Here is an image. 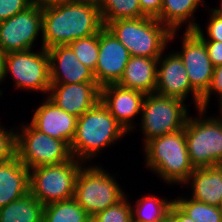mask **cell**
Wrapping results in <instances>:
<instances>
[{"mask_svg": "<svg viewBox=\"0 0 222 222\" xmlns=\"http://www.w3.org/2000/svg\"><path fill=\"white\" fill-rule=\"evenodd\" d=\"M104 28L97 0H69L42 7V47L68 45Z\"/></svg>", "mask_w": 222, "mask_h": 222, "instance_id": "1", "label": "cell"}, {"mask_svg": "<svg viewBox=\"0 0 222 222\" xmlns=\"http://www.w3.org/2000/svg\"><path fill=\"white\" fill-rule=\"evenodd\" d=\"M126 134L100 100L77 119L75 136L70 144L72 157L85 164Z\"/></svg>", "mask_w": 222, "mask_h": 222, "instance_id": "2", "label": "cell"}, {"mask_svg": "<svg viewBox=\"0 0 222 222\" xmlns=\"http://www.w3.org/2000/svg\"><path fill=\"white\" fill-rule=\"evenodd\" d=\"M129 51L130 56L160 58L166 45L174 40L171 31L152 17L121 19L105 26Z\"/></svg>", "mask_w": 222, "mask_h": 222, "instance_id": "3", "label": "cell"}, {"mask_svg": "<svg viewBox=\"0 0 222 222\" xmlns=\"http://www.w3.org/2000/svg\"><path fill=\"white\" fill-rule=\"evenodd\" d=\"M146 166L167 184H184L194 171L187 150L185 130L155 137L144 145Z\"/></svg>", "mask_w": 222, "mask_h": 222, "instance_id": "4", "label": "cell"}, {"mask_svg": "<svg viewBox=\"0 0 222 222\" xmlns=\"http://www.w3.org/2000/svg\"><path fill=\"white\" fill-rule=\"evenodd\" d=\"M197 111L199 116L193 118L189 115L184 127L191 164L194 168L220 165L222 164V119L215 115L205 119L203 114L206 110Z\"/></svg>", "mask_w": 222, "mask_h": 222, "instance_id": "5", "label": "cell"}, {"mask_svg": "<svg viewBox=\"0 0 222 222\" xmlns=\"http://www.w3.org/2000/svg\"><path fill=\"white\" fill-rule=\"evenodd\" d=\"M105 171L95 164L88 167L82 165L76 177L74 199L90 217L126 196L115 177Z\"/></svg>", "mask_w": 222, "mask_h": 222, "instance_id": "6", "label": "cell"}, {"mask_svg": "<svg viewBox=\"0 0 222 222\" xmlns=\"http://www.w3.org/2000/svg\"><path fill=\"white\" fill-rule=\"evenodd\" d=\"M83 164L72 157L61 164L31 168L30 193L44 206L74 198L76 177Z\"/></svg>", "mask_w": 222, "mask_h": 222, "instance_id": "7", "label": "cell"}, {"mask_svg": "<svg viewBox=\"0 0 222 222\" xmlns=\"http://www.w3.org/2000/svg\"><path fill=\"white\" fill-rule=\"evenodd\" d=\"M185 101L164 97L156 93L146 94L141 110V130L144 143L149 140L184 129L189 111Z\"/></svg>", "mask_w": 222, "mask_h": 222, "instance_id": "8", "label": "cell"}, {"mask_svg": "<svg viewBox=\"0 0 222 222\" xmlns=\"http://www.w3.org/2000/svg\"><path fill=\"white\" fill-rule=\"evenodd\" d=\"M2 63L3 79L10 73L13 87L48 95L51 86L48 50L41 46L38 52L29 49L7 53L2 55Z\"/></svg>", "mask_w": 222, "mask_h": 222, "instance_id": "9", "label": "cell"}, {"mask_svg": "<svg viewBox=\"0 0 222 222\" xmlns=\"http://www.w3.org/2000/svg\"><path fill=\"white\" fill-rule=\"evenodd\" d=\"M16 131V157L30 170L57 165L72 158L70 147L59 139L39 132L30 123Z\"/></svg>", "mask_w": 222, "mask_h": 222, "instance_id": "10", "label": "cell"}, {"mask_svg": "<svg viewBox=\"0 0 222 222\" xmlns=\"http://www.w3.org/2000/svg\"><path fill=\"white\" fill-rule=\"evenodd\" d=\"M42 33V7L32 4L26 10L0 22V53L32 49Z\"/></svg>", "mask_w": 222, "mask_h": 222, "instance_id": "11", "label": "cell"}, {"mask_svg": "<svg viewBox=\"0 0 222 222\" xmlns=\"http://www.w3.org/2000/svg\"><path fill=\"white\" fill-rule=\"evenodd\" d=\"M158 59L155 93L164 97L186 100L191 93L196 109H200L201 95L191 86L185 65L174 51ZM163 58V59H162Z\"/></svg>", "mask_w": 222, "mask_h": 222, "instance_id": "12", "label": "cell"}, {"mask_svg": "<svg viewBox=\"0 0 222 222\" xmlns=\"http://www.w3.org/2000/svg\"><path fill=\"white\" fill-rule=\"evenodd\" d=\"M182 51H174L181 58L191 86L202 96L209 88L214 66L204 42L193 32L185 31Z\"/></svg>", "mask_w": 222, "mask_h": 222, "instance_id": "13", "label": "cell"}, {"mask_svg": "<svg viewBox=\"0 0 222 222\" xmlns=\"http://www.w3.org/2000/svg\"><path fill=\"white\" fill-rule=\"evenodd\" d=\"M129 58V51L104 27L99 32L98 60L93 72L97 84L100 87L117 84Z\"/></svg>", "mask_w": 222, "mask_h": 222, "instance_id": "14", "label": "cell"}, {"mask_svg": "<svg viewBox=\"0 0 222 222\" xmlns=\"http://www.w3.org/2000/svg\"><path fill=\"white\" fill-rule=\"evenodd\" d=\"M47 97L78 118L101 100V87L97 82L51 84Z\"/></svg>", "mask_w": 222, "mask_h": 222, "instance_id": "15", "label": "cell"}, {"mask_svg": "<svg viewBox=\"0 0 222 222\" xmlns=\"http://www.w3.org/2000/svg\"><path fill=\"white\" fill-rule=\"evenodd\" d=\"M145 96L141 91L124 88L118 84L101 87V102L127 133L135 130L132 120L141 114Z\"/></svg>", "mask_w": 222, "mask_h": 222, "instance_id": "16", "label": "cell"}, {"mask_svg": "<svg viewBox=\"0 0 222 222\" xmlns=\"http://www.w3.org/2000/svg\"><path fill=\"white\" fill-rule=\"evenodd\" d=\"M43 102L34 111L30 124L39 132L64 141L70 147L78 118L57 107L48 97Z\"/></svg>", "mask_w": 222, "mask_h": 222, "instance_id": "17", "label": "cell"}, {"mask_svg": "<svg viewBox=\"0 0 222 222\" xmlns=\"http://www.w3.org/2000/svg\"><path fill=\"white\" fill-rule=\"evenodd\" d=\"M51 84L96 82L93 71L81 63L69 45L48 49Z\"/></svg>", "mask_w": 222, "mask_h": 222, "instance_id": "18", "label": "cell"}, {"mask_svg": "<svg viewBox=\"0 0 222 222\" xmlns=\"http://www.w3.org/2000/svg\"><path fill=\"white\" fill-rule=\"evenodd\" d=\"M185 184L191 186L192 199L219 207L222 200V164L195 168Z\"/></svg>", "mask_w": 222, "mask_h": 222, "instance_id": "19", "label": "cell"}, {"mask_svg": "<svg viewBox=\"0 0 222 222\" xmlns=\"http://www.w3.org/2000/svg\"><path fill=\"white\" fill-rule=\"evenodd\" d=\"M29 192V169L17 157L0 163V209Z\"/></svg>", "mask_w": 222, "mask_h": 222, "instance_id": "20", "label": "cell"}, {"mask_svg": "<svg viewBox=\"0 0 222 222\" xmlns=\"http://www.w3.org/2000/svg\"><path fill=\"white\" fill-rule=\"evenodd\" d=\"M158 59L130 56L124 73L117 84L145 94L155 93Z\"/></svg>", "mask_w": 222, "mask_h": 222, "instance_id": "21", "label": "cell"}, {"mask_svg": "<svg viewBox=\"0 0 222 222\" xmlns=\"http://www.w3.org/2000/svg\"><path fill=\"white\" fill-rule=\"evenodd\" d=\"M204 2V0H163L160 14L156 19L171 31H179L184 23H187L185 31H193L199 26L192 20L194 13Z\"/></svg>", "mask_w": 222, "mask_h": 222, "instance_id": "22", "label": "cell"}, {"mask_svg": "<svg viewBox=\"0 0 222 222\" xmlns=\"http://www.w3.org/2000/svg\"><path fill=\"white\" fill-rule=\"evenodd\" d=\"M44 205L30 192L0 209V222H42Z\"/></svg>", "mask_w": 222, "mask_h": 222, "instance_id": "23", "label": "cell"}, {"mask_svg": "<svg viewBox=\"0 0 222 222\" xmlns=\"http://www.w3.org/2000/svg\"><path fill=\"white\" fill-rule=\"evenodd\" d=\"M174 200L161 199L157 196L146 195L137 200L132 206V220L136 222H165Z\"/></svg>", "mask_w": 222, "mask_h": 222, "instance_id": "24", "label": "cell"}, {"mask_svg": "<svg viewBox=\"0 0 222 222\" xmlns=\"http://www.w3.org/2000/svg\"><path fill=\"white\" fill-rule=\"evenodd\" d=\"M42 222H91V217L71 198L45 205Z\"/></svg>", "mask_w": 222, "mask_h": 222, "instance_id": "25", "label": "cell"}, {"mask_svg": "<svg viewBox=\"0 0 222 222\" xmlns=\"http://www.w3.org/2000/svg\"><path fill=\"white\" fill-rule=\"evenodd\" d=\"M104 27L112 21L141 18L138 0H97Z\"/></svg>", "mask_w": 222, "mask_h": 222, "instance_id": "26", "label": "cell"}, {"mask_svg": "<svg viewBox=\"0 0 222 222\" xmlns=\"http://www.w3.org/2000/svg\"><path fill=\"white\" fill-rule=\"evenodd\" d=\"M174 202L195 222H222L219 207L205 204L192 198H177Z\"/></svg>", "mask_w": 222, "mask_h": 222, "instance_id": "27", "label": "cell"}, {"mask_svg": "<svg viewBox=\"0 0 222 222\" xmlns=\"http://www.w3.org/2000/svg\"><path fill=\"white\" fill-rule=\"evenodd\" d=\"M79 61L95 71L99 53V33L90 35L68 44Z\"/></svg>", "mask_w": 222, "mask_h": 222, "instance_id": "28", "label": "cell"}, {"mask_svg": "<svg viewBox=\"0 0 222 222\" xmlns=\"http://www.w3.org/2000/svg\"><path fill=\"white\" fill-rule=\"evenodd\" d=\"M132 204L128 202L126 196L105 210L93 215L91 222H131L132 221Z\"/></svg>", "mask_w": 222, "mask_h": 222, "instance_id": "29", "label": "cell"}, {"mask_svg": "<svg viewBox=\"0 0 222 222\" xmlns=\"http://www.w3.org/2000/svg\"><path fill=\"white\" fill-rule=\"evenodd\" d=\"M211 14L210 21L207 23V38L202 31L200 25L193 30V32L202 40V41H218L222 42V11L220 9L211 8L209 11Z\"/></svg>", "mask_w": 222, "mask_h": 222, "instance_id": "30", "label": "cell"}, {"mask_svg": "<svg viewBox=\"0 0 222 222\" xmlns=\"http://www.w3.org/2000/svg\"><path fill=\"white\" fill-rule=\"evenodd\" d=\"M5 130L0 125V163L7 162L16 157V131Z\"/></svg>", "mask_w": 222, "mask_h": 222, "instance_id": "31", "label": "cell"}, {"mask_svg": "<svg viewBox=\"0 0 222 222\" xmlns=\"http://www.w3.org/2000/svg\"><path fill=\"white\" fill-rule=\"evenodd\" d=\"M211 92L217 94V98H220L218 101L222 102V65L214 67L210 86L208 90L201 96L200 109L207 110L208 104L210 103L209 99L211 98V95H213Z\"/></svg>", "mask_w": 222, "mask_h": 222, "instance_id": "32", "label": "cell"}, {"mask_svg": "<svg viewBox=\"0 0 222 222\" xmlns=\"http://www.w3.org/2000/svg\"><path fill=\"white\" fill-rule=\"evenodd\" d=\"M31 5V0H0V22L26 10Z\"/></svg>", "mask_w": 222, "mask_h": 222, "instance_id": "33", "label": "cell"}, {"mask_svg": "<svg viewBox=\"0 0 222 222\" xmlns=\"http://www.w3.org/2000/svg\"><path fill=\"white\" fill-rule=\"evenodd\" d=\"M138 2L146 17L157 18L159 16L163 0H138Z\"/></svg>", "mask_w": 222, "mask_h": 222, "instance_id": "34", "label": "cell"}, {"mask_svg": "<svg viewBox=\"0 0 222 222\" xmlns=\"http://www.w3.org/2000/svg\"><path fill=\"white\" fill-rule=\"evenodd\" d=\"M213 66L222 65V42L203 41Z\"/></svg>", "mask_w": 222, "mask_h": 222, "instance_id": "35", "label": "cell"}, {"mask_svg": "<svg viewBox=\"0 0 222 222\" xmlns=\"http://www.w3.org/2000/svg\"><path fill=\"white\" fill-rule=\"evenodd\" d=\"M168 219L171 222H195L175 202L170 207Z\"/></svg>", "mask_w": 222, "mask_h": 222, "instance_id": "36", "label": "cell"}, {"mask_svg": "<svg viewBox=\"0 0 222 222\" xmlns=\"http://www.w3.org/2000/svg\"><path fill=\"white\" fill-rule=\"evenodd\" d=\"M64 1H69V0H31L32 4L40 6V7L53 5V4L61 3Z\"/></svg>", "mask_w": 222, "mask_h": 222, "instance_id": "37", "label": "cell"}, {"mask_svg": "<svg viewBox=\"0 0 222 222\" xmlns=\"http://www.w3.org/2000/svg\"><path fill=\"white\" fill-rule=\"evenodd\" d=\"M3 80V63H2V54L0 53V83H2Z\"/></svg>", "mask_w": 222, "mask_h": 222, "instance_id": "38", "label": "cell"}, {"mask_svg": "<svg viewBox=\"0 0 222 222\" xmlns=\"http://www.w3.org/2000/svg\"><path fill=\"white\" fill-rule=\"evenodd\" d=\"M219 105H220L219 109H220V112H221L219 117L222 119V102H219Z\"/></svg>", "mask_w": 222, "mask_h": 222, "instance_id": "39", "label": "cell"}, {"mask_svg": "<svg viewBox=\"0 0 222 222\" xmlns=\"http://www.w3.org/2000/svg\"><path fill=\"white\" fill-rule=\"evenodd\" d=\"M219 210H220V212H221V214H222V200H221V203H220V205H219Z\"/></svg>", "mask_w": 222, "mask_h": 222, "instance_id": "40", "label": "cell"}, {"mask_svg": "<svg viewBox=\"0 0 222 222\" xmlns=\"http://www.w3.org/2000/svg\"><path fill=\"white\" fill-rule=\"evenodd\" d=\"M220 7H219V9L222 11V0L220 1Z\"/></svg>", "mask_w": 222, "mask_h": 222, "instance_id": "41", "label": "cell"}]
</instances>
